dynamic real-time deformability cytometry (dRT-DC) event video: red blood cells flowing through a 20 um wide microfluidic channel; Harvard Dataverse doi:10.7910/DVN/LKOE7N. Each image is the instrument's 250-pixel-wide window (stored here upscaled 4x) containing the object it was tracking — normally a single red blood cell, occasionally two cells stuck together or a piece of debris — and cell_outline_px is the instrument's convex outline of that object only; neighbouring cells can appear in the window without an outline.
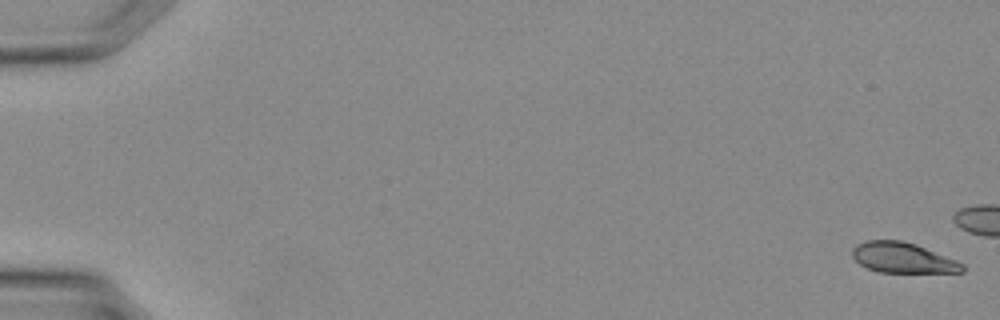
{"species": "Egyptian fruit bat (a non-hibernating species)", "species_latin": "Rousettus aegyptiacus", "temperature_condition": "warm", "stored_images_in_passage": 13, "camera_frame_rate_fps": 3000, "um_per_image_px": 0.085, "animal": {"sex": "female"}, "frame": {"image": 1, "passage_image": 1, "time_ms": 0.0, "image_size_px": [1000, 320], "cell_outline_px": [[964, 272], [880, 272], [868, 268], [860, 264], [852, 256], [852, 248], [856, 244], [868, 240], [900, 240], [916, 244], [956, 260], [964, 264]], "centroid_in_image_um": [76.72, 21.9], "position_along_channel_um": 8.3, "area_um2": 19.36}}